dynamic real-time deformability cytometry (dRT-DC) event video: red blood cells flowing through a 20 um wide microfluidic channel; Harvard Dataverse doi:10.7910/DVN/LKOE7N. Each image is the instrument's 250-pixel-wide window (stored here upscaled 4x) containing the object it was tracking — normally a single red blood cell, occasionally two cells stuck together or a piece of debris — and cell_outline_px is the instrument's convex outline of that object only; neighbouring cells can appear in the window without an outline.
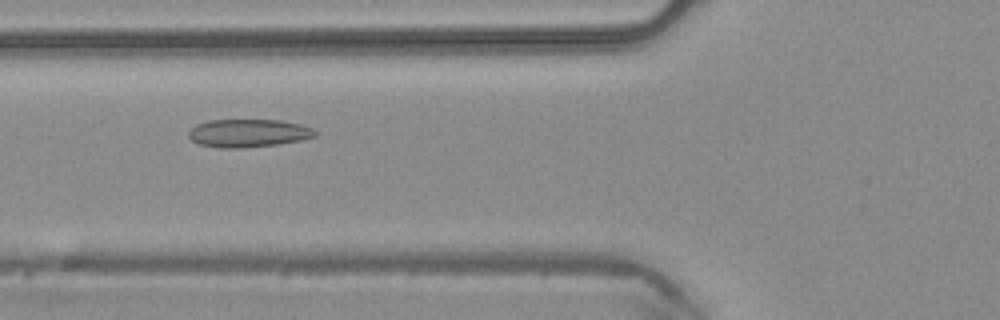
{"species": "common noctule bat (a hibernating species)", "species_latin": "Nyctalus noctula", "temperature_condition": "warm", "stored_images_in_passage": 47, "camera_frame_rate_fps": 3000, "um_per_image_px": 0.085, "animal": {"sex": "male", "body_mass_g": 20.4}, "frame": {"image": 1, "passage_image": 18, "time_ms": 5.667, "image_size_px": [1000, 320], "cell_outline_px": [[316, 136], [300, 140], [276, 144], [240, 148], [220, 148], [200, 144], [192, 140], [188, 136], [188, 132], [196, 124], [208, 120], [280, 120], [300, 124], [312, 128], [316, 132]], "centroid_in_image_um": [21.08, 11.31], "position_along_channel_um": 104.7, "area_um2": 20.52}}
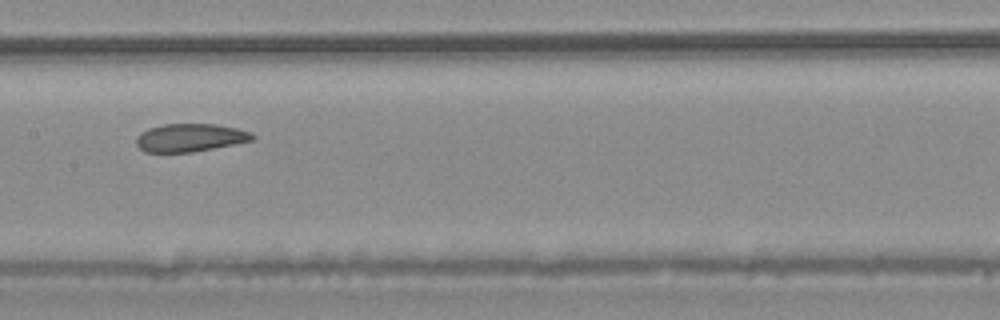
{"frame": {"image": 2, "passage_image": 24, "time_ms": 7.667, "image_size_px": [1000, 320], "cell_outline_px": [[256, 136], [252, 140], [192, 152], [144, 152], [136, 144], [136, 136], [140, 132], [148, 128], [164, 124], [216, 124], [236, 128], [252, 132]], "centroid_in_image_um": [16.12, 11.69], "position_along_channel_um": 191.3, "area_um2": 18.9}}
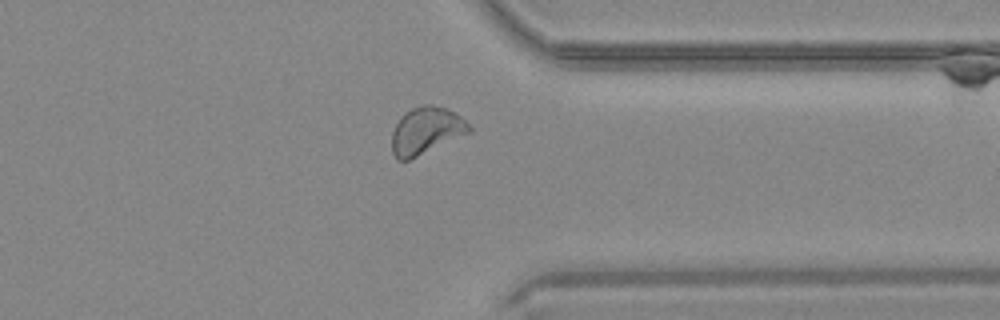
{"frame": {"image": 3, "passage_image": 37, "time_ms": 12.0, "image_size_px": [1000, 320], "cell_outline_px": [[472, 132], [408, 160], [396, 160], [392, 152], [392, 132], [396, 124], [412, 108], [424, 104], [432, 104], [456, 112], [472, 128]], "centroid_in_image_um": [36.24, 11.12], "position_along_channel_um": 375.2, "area_um2": 20.98}}